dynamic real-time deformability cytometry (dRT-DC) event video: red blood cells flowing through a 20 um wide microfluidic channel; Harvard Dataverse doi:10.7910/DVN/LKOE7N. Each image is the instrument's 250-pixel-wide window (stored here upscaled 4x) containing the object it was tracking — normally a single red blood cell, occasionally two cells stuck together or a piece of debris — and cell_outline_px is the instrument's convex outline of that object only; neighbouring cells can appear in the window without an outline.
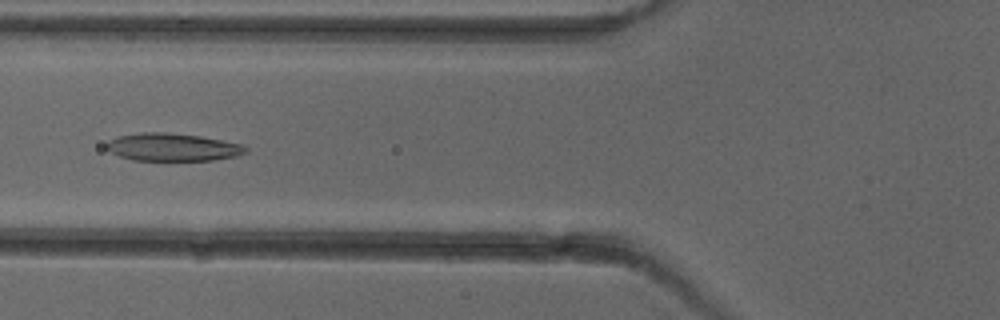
{"species": "common noctule bat (a hibernating species)", "species_latin": "Nyctalus noctula", "temperature_condition": "cold", "stored_images_in_passage": 7, "camera_frame_rate_fps": 3000, "um_per_image_px": 0.085, "animal": {"sex": "female"}, "frame": {"image": 1, "passage_image": 6, "time_ms": 5.667, "image_size_px": [1000, 320], "cell_outline_px": [[248, 152], [236, 156], [212, 160], [132, 160], [120, 156], [112, 152], [104, 144], [108, 140], [116, 136], [140, 132], [168, 132], [200, 136], [244, 144], [248, 148]], "centroid_in_image_um": [14.68, 12.49], "position_along_channel_um": 111.1, "area_um2": 22.66}}
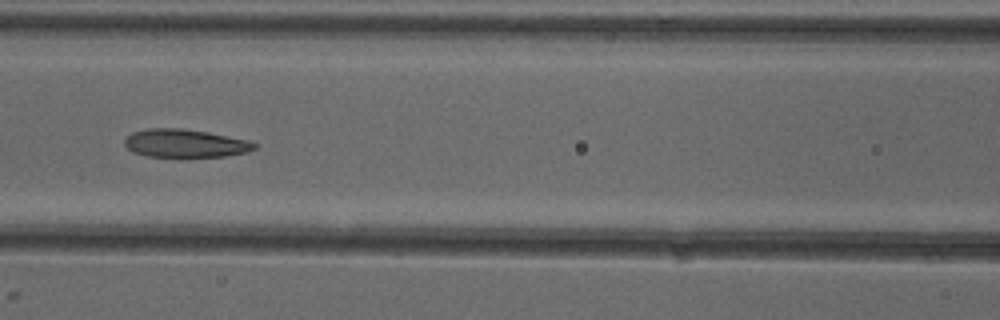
{"frame": {"image": 2, "passage_image": 7, "time_ms": 6.667, "image_size_px": [1000, 320], "cell_outline_px": [[256, 148], [248, 152], [224, 156], [148, 156], [132, 152], [124, 144], [124, 140], [132, 132], [148, 128], [180, 128], [208, 132], [248, 140], [256, 144]], "centroid_in_image_um": [15.72, 12.17], "position_along_channel_um": 150.9, "area_um2": 21.1}}